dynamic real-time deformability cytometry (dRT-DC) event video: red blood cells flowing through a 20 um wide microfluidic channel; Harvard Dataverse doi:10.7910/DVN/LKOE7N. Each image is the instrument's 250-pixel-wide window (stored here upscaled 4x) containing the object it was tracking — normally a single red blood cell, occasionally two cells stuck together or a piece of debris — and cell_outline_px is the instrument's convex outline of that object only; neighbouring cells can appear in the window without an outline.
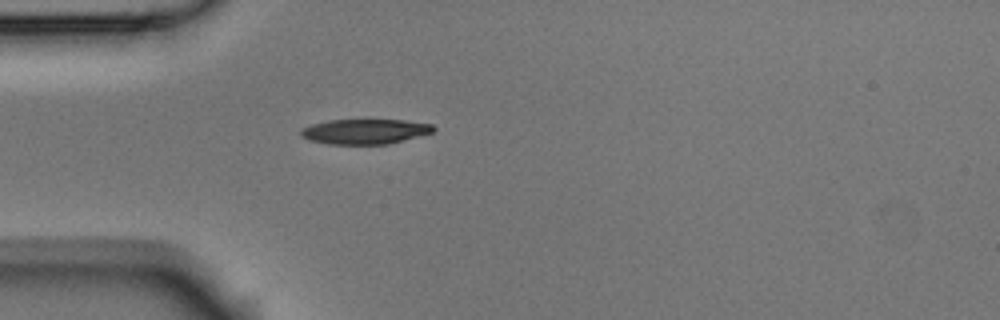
{"species": "Egyptian fruit bat (a non-hibernating species)", "species_latin": "Rousettus aegyptiacus", "temperature_condition": "room temperature", "stored_images_in_passage": 1, "camera_frame_rate_fps": 3000, "um_per_image_px": 0.085, "animal": {"sex": "male"}, "frame": {"image": 1, "passage_image": 1, "time_ms": 0.0, "image_size_px": [1000, 320], "cell_outline_px": [[436, 132], [388, 144], [328, 144], [308, 140], [300, 136], [300, 132], [304, 128], [312, 124], [328, 120], [404, 120], [432, 124], [436, 128]], "centroid_in_image_um": [31.05, 11.18], "position_along_channel_um": 53.9, "area_um2": 19.42}}